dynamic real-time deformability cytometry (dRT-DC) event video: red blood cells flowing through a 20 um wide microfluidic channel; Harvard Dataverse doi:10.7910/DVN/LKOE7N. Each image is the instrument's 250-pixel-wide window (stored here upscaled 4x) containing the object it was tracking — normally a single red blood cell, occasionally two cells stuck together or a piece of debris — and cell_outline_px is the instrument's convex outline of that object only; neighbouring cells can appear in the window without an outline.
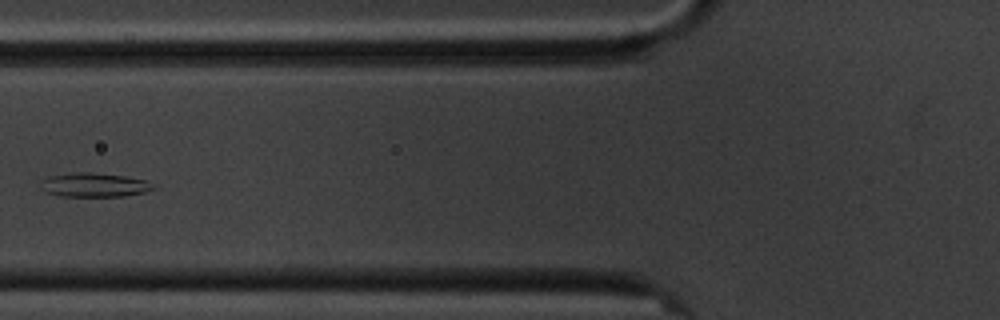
{"species": "common noctule bat (a hibernating species)", "species_latin": "Nyctalus noctula", "temperature_condition": "cold", "stored_images_in_passage": 11, "camera_frame_rate_fps": 3000, "um_per_image_px": 0.085, "animal": {"sex": "male", "body_mass_g": 20.1, "forearm_length_mm": 53.5}, "frame": {"image": 1, "passage_image": 8, "time_ms": 9.0, "image_size_px": [1000, 320], "cell_outline_px": [[156, 188], [144, 192], [124, 196], [60, 196], [48, 192], [44, 188], [40, 180], [48, 176], [76, 172], [92, 172], [124, 176], [148, 180]], "centroid_in_image_um": [8.04, 15.71], "position_along_channel_um": 117.8, "area_um2": 15.66}}
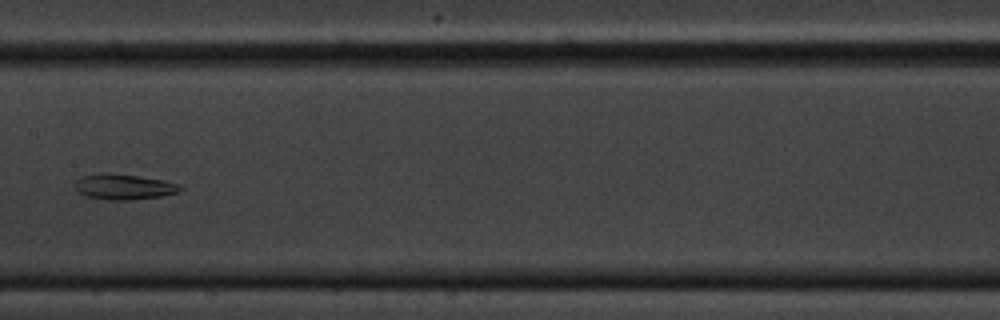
{"frame": {"image": 2, "passage_image": 10, "time_ms": 11.333, "image_size_px": [1000, 320], "cell_outline_px": [[184, 188], [176, 192], [160, 196], [132, 200], [108, 200], [84, 196], [76, 192], [76, 180], [84, 176], [100, 172], [104, 172], [136, 176], [164, 180], [180, 184]], "centroid_in_image_um": [10.5, 15.88], "position_along_channel_um": 196.9, "area_um2": 15.66}}